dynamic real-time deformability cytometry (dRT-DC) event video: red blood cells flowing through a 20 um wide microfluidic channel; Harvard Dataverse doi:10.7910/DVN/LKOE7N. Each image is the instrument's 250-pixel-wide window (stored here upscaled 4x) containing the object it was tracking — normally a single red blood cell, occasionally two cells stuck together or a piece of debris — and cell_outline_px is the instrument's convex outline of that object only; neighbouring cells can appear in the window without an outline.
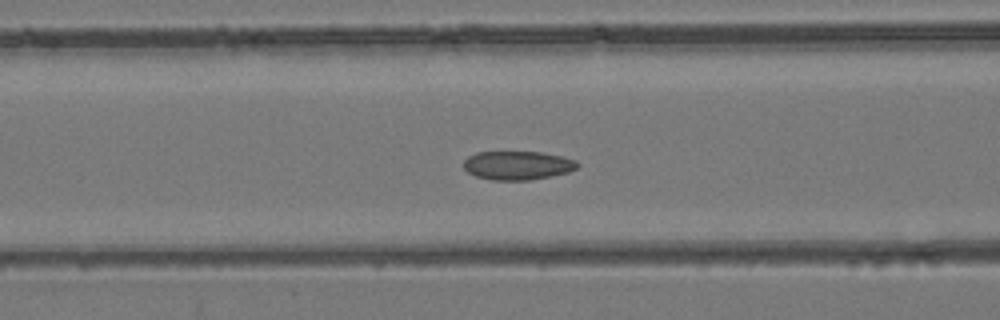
{"species": "common noctule bat (a hibernating species)", "species_latin": "Nyctalus noctula", "temperature_condition": "room temperature", "stored_images_in_passage": 48, "camera_frame_rate_fps": 3000, "um_per_image_px": 0.085, "animal": {"sex": "female", "body_mass_g": 24.6, "forearm_length_mm": 56.2}, "frame": {"image": 1, "passage_image": 20, "time_ms": 6.333, "image_size_px": [1000, 320], "cell_outline_px": [[580, 164], [576, 168], [568, 172], [552, 176], [528, 180], [492, 180], [476, 176], [468, 172], [464, 168], [464, 160], [468, 156], [476, 152], [540, 152], [560, 156], [576, 160]], "centroid_in_image_um": [43.99, 14.06], "position_along_channel_um": 122.6, "area_um2": 19.02}}
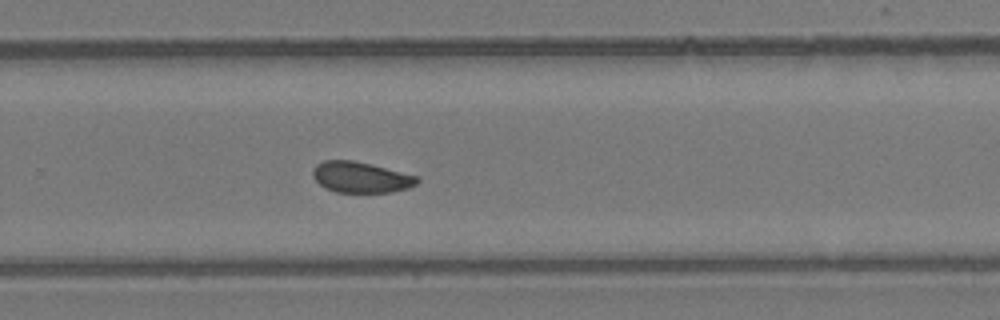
{"frame": {"image": 2, "passage_image": 32, "time_ms": 10.333, "image_size_px": [1000, 320], "cell_outline_px": [[420, 180], [416, 184], [408, 188], [392, 192], [336, 192], [324, 188], [312, 176], [312, 168], [316, 164], [324, 160], [352, 160], [420, 176]], "centroid_in_image_um": [30.66, 15.06], "position_along_channel_um": 299.1, "area_um2": 18.84}}
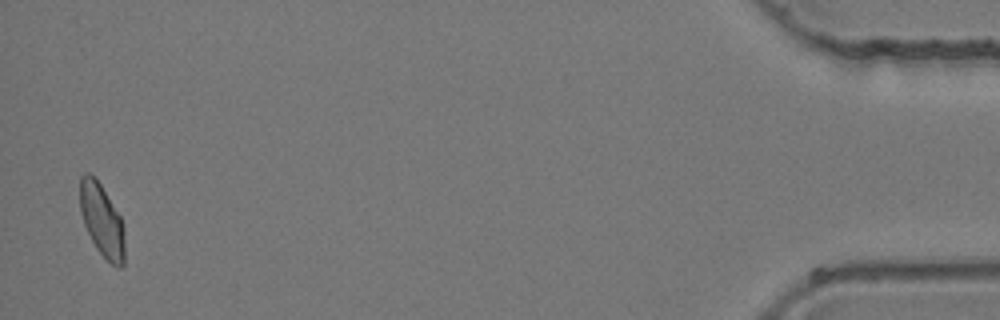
{"frame": {"image": 3, "passage_image": 47, "time_ms": 15.333, "image_size_px": [1000, 320], "cell_outline_px": [[124, 264], [120, 268], [116, 268], [96, 248], [84, 224], [80, 212], [80, 176], [84, 172], [88, 172], [96, 176], [120, 216], [124, 228]], "centroid_in_image_um": [8.65, 18.69], "position_along_channel_um": 426.5, "area_um2": 19.02}}